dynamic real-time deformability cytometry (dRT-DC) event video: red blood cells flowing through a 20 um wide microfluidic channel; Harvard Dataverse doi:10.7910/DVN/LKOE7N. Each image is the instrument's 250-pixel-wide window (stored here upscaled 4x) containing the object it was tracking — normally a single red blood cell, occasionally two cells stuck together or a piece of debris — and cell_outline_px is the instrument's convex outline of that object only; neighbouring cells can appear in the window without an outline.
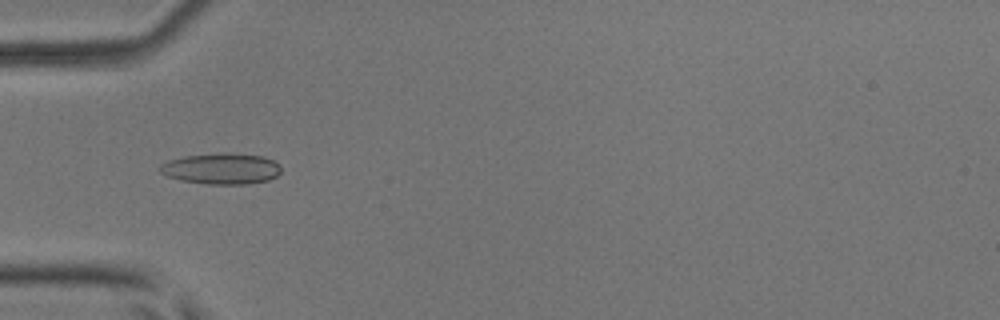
{"species": "common noctule bat (a hibernating species)", "species_latin": "Nyctalus noctula", "temperature_condition": "room temperature", "stored_images_in_passage": 51, "camera_frame_rate_fps": 3000, "um_per_image_px": 0.085, "animal": {"sex": "male", "body_mass_g": 17.9, "forearm_length_mm": 54.2}, "frame": {"image": 1, "passage_image": 17, "time_ms": 5.333, "image_size_px": [1000, 320], "cell_outline_px": [[280, 172], [276, 176], [268, 180], [248, 184], [208, 184], [184, 180], [168, 176], [160, 172], [156, 168], [160, 164], [168, 160], [184, 156], [224, 152], [264, 156], [280, 164]], "centroid_in_image_um": [18.81, 14.32], "position_along_channel_um": 66.2, "area_um2": 21.96}}
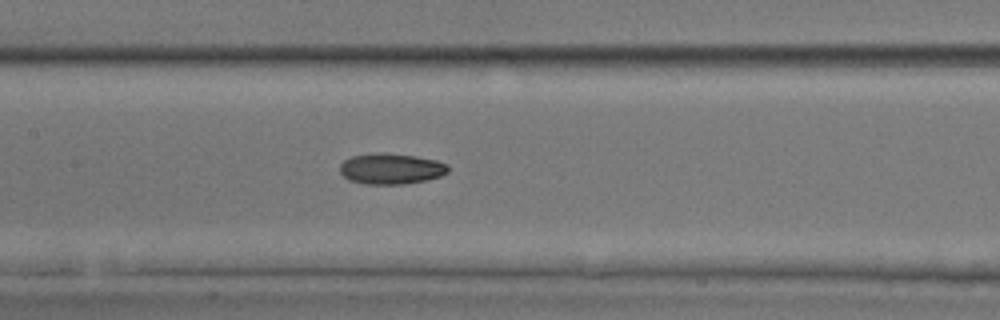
{"frame": {"image": 2, "passage_image": 25, "time_ms": 8.0, "image_size_px": [1000, 320], "cell_outline_px": [[448, 172], [440, 176], [424, 180], [404, 184], [364, 184], [348, 180], [340, 172], [340, 164], [344, 160], [352, 156], [416, 156], [436, 160], [448, 164]], "centroid_in_image_um": [33.26, 14.4], "position_along_channel_um": 174.1, "area_um2": 18.5}}
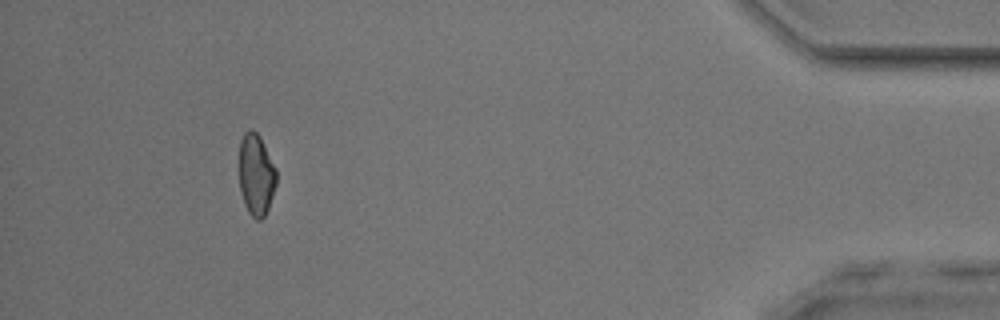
{"frame": {"image": 3, "passage_image": 47, "time_ms": 15.333, "image_size_px": [1000, 320], "cell_outline_px": [[276, 184], [268, 208], [264, 216], [260, 220], [256, 220], [248, 212], [244, 204], [240, 192], [240, 140], [244, 132], [248, 128], [252, 128], [260, 136], [276, 168]], "centroid_in_image_um": [21.77, 14.83], "position_along_channel_um": 413.4, "area_um2": 17.74}, "authors_computed_cell_mechanics": {"area_um2": 19.1318, "velocity_mm_per_s": 4.0956, "shape_relaxation_time_tau1_ms": 8.8511, "shape_relaxation_time_tau2_ms": 5.3945, "deformation_change_tau1": 0.1811, "deformation_change_tau2": 0.1185}}